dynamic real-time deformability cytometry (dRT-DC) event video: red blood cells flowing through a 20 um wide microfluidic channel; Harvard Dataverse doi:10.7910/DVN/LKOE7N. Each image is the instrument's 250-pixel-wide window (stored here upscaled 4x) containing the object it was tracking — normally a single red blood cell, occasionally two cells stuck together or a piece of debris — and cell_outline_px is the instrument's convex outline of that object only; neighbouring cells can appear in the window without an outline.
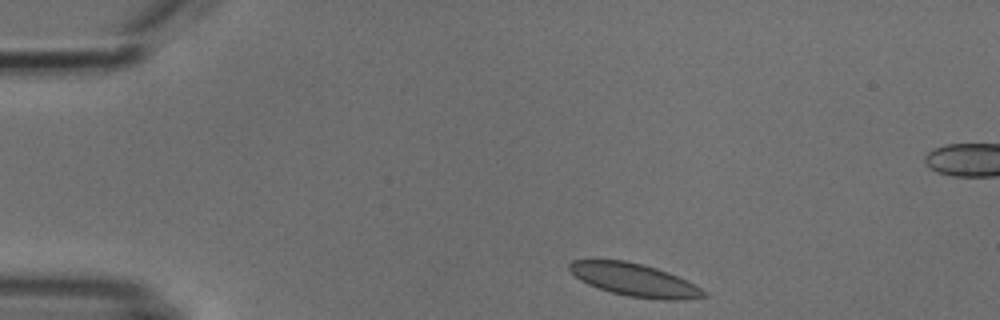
{"species": "common noctule bat (a hibernating species)", "species_latin": "Nyctalus noctula", "temperature_condition": "cold", "stored_images_in_passage": 4, "camera_frame_rate_fps": 3000, "um_per_image_px": 0.085, "animal": {"sex": "male", "body_mass_g": 18.8}, "frame": {"image": 1, "passage_image": 1, "time_ms": 0.0, "image_size_px": [1000, 320], "cell_outline_px": [[708, 296], [684, 300], [664, 300], [628, 296], [612, 292], [588, 284], [580, 280], [568, 268], [568, 264], [572, 260], [624, 260], [644, 264], [668, 272], [708, 292]], "centroid_in_image_um": [53.94, 23.79], "position_along_channel_um": 31.1, "area_um2": 25.43}}
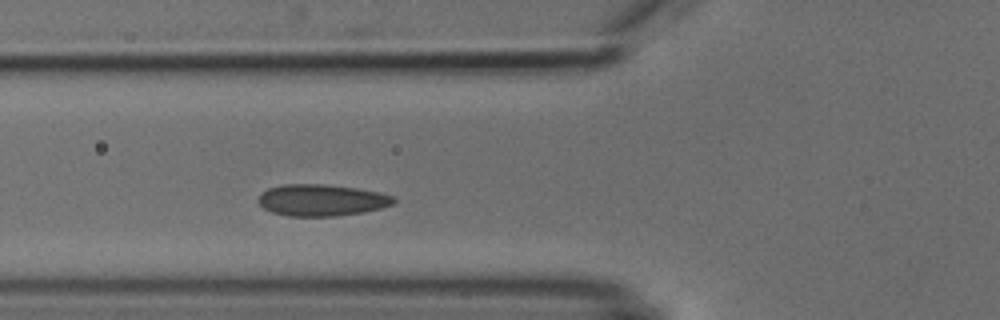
{"frame": {"image": 2, "passage_image": 4, "time_ms": 3.333, "image_size_px": [1000, 320], "cell_outline_px": [[396, 200], [392, 204], [380, 208], [364, 212], [336, 216], [288, 216], [272, 212], [264, 208], [256, 200], [260, 192], [268, 188], [284, 184], [324, 184], [356, 188], [380, 192], [396, 196]], "centroid_in_image_um": [27.32, 17.0], "position_along_channel_um": 98.5, "area_um2": 25.14}}